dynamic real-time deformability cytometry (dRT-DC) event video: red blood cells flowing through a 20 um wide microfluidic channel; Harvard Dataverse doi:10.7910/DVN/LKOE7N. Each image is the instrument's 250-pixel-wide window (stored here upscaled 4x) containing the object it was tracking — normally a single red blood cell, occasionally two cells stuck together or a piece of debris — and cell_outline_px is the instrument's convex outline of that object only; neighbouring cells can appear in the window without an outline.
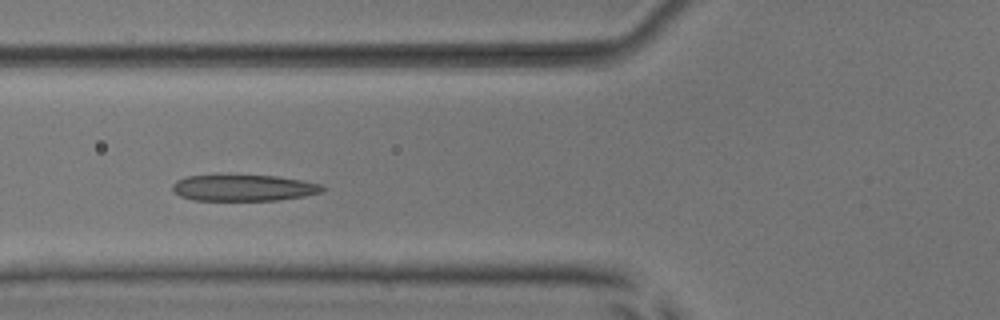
{"species": "common noctule bat (a hibernating species)", "species_latin": "Nyctalus noctula", "temperature_condition": "room temperature", "stored_images_in_passage": 8, "camera_frame_rate_fps": 3000, "um_per_image_px": 0.085, "animal": {"sex": "male", "body_mass_g": 17.9, "forearm_length_mm": 54.2}, "frame": {"image": 1, "passage_image": 5, "time_ms": 4.667, "image_size_px": [1000, 320], "cell_outline_px": [[324, 192], [304, 196], [280, 200], [192, 200], [180, 196], [172, 188], [172, 184], [176, 180], [188, 176], [276, 176], [300, 180], [320, 184], [324, 188]], "centroid_in_image_um": [20.72, 15.98], "position_along_channel_um": 105.1, "area_um2": 22.66}}
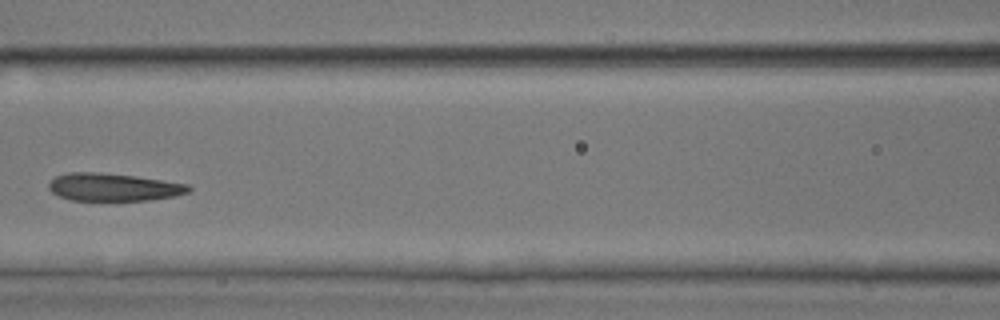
{"frame": {"image": 2, "passage_image": 6, "time_ms": 6.0, "image_size_px": [1000, 320], "cell_outline_px": [[192, 188], [188, 192], [176, 196], [148, 200], [72, 200], [60, 196], [52, 192], [48, 188], [48, 184], [56, 176], [68, 172], [92, 172], [136, 176], [188, 184]], "centroid_in_image_um": [9.65, 15.9], "position_along_channel_um": 157.0, "area_um2": 22.43}}